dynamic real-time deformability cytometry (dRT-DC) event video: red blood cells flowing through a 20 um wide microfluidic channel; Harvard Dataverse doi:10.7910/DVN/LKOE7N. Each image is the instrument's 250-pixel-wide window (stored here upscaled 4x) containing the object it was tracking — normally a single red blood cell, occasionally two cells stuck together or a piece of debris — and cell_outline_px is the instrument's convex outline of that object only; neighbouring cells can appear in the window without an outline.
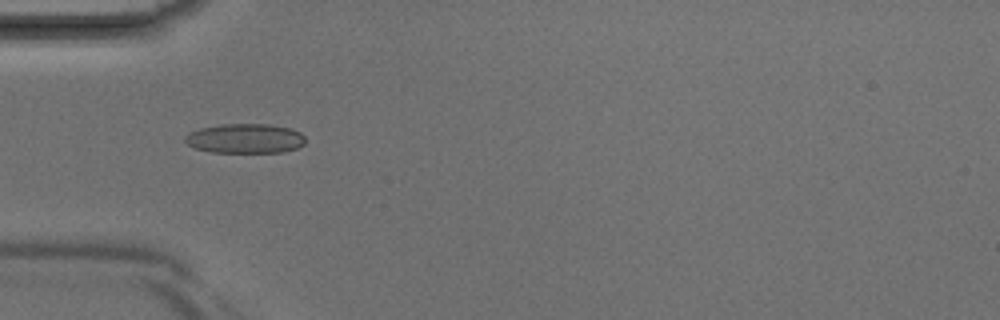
{"species": "Egyptian fruit bat (a non-hibernating species)", "species_latin": "Rousettus aegyptiacus", "temperature_condition": "room temperature", "stored_images_in_passage": 1, "camera_frame_rate_fps": 3000, "um_per_image_px": 0.085, "animal": {"sex": "male"}, "frame": {"image": 1, "passage_image": 1, "time_ms": 0.0, "image_size_px": [1000, 320], "cell_outline_px": [[304, 144], [296, 148], [280, 152], [212, 152], [196, 148], [188, 144], [184, 140], [184, 136], [200, 128], [220, 124], [268, 124], [292, 128], [300, 132], [304, 136]], "centroid_in_image_um": [20.85, 11.76], "position_along_channel_um": 64.2, "area_um2": 20.63}}